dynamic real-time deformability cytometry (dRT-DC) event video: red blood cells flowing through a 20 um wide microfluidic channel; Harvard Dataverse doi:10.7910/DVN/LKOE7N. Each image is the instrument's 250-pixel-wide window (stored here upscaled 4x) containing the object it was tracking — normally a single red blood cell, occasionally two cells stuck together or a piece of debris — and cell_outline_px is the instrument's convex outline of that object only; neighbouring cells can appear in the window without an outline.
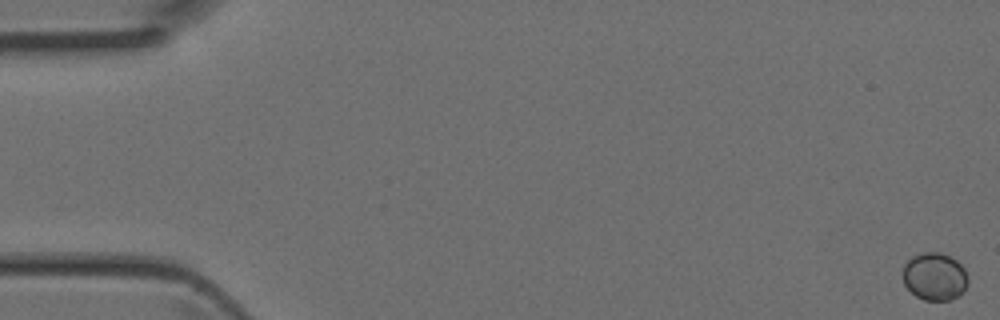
{"species": "Egyptian fruit bat (a non-hibernating species)", "species_latin": "Rousettus aegyptiacus", "temperature_condition": "room temperature", "stored_images_in_passage": 3, "camera_frame_rate_fps": 3000, "um_per_image_px": 0.085, "animal": {"sex": "female"}, "frame": {"image": 1, "passage_image": 1, "time_ms": 0.0, "image_size_px": [1000, 320], "cell_outline_px": [[968, 284], [956, 296], [948, 300], [924, 300], [916, 296], [904, 284], [904, 264], [912, 256], [924, 252], [940, 252], [956, 260], [964, 268], [968, 276]], "centroid_in_image_um": [79.44, 23.49], "position_along_channel_um": 5.6, "area_um2": 17.86}}